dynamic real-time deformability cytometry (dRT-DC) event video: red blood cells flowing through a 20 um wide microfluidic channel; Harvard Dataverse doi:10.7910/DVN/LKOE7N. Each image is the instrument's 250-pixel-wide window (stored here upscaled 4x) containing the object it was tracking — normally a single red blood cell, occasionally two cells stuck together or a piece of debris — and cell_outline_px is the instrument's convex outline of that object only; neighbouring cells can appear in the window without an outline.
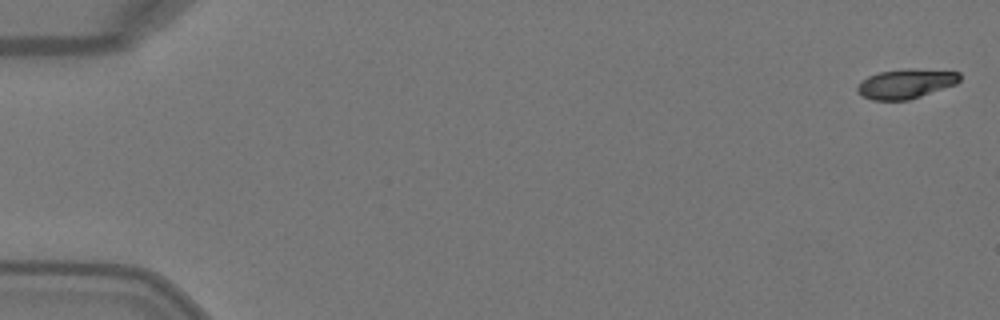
{"species": "Egyptian fruit bat (a non-hibernating species)", "species_latin": "Rousettus aegyptiacus", "temperature_condition": "warm", "stored_images_in_passage": 5, "camera_frame_rate_fps": 3000, "um_per_image_px": 0.085, "animal": {"sex": "female"}, "frame": {"image": 1, "passage_image": 1, "time_ms": 0.0, "image_size_px": [1000, 320], "cell_outline_px": [[960, 80], [956, 84], [908, 100], [872, 100], [864, 96], [856, 88], [860, 80], [868, 76], [880, 72], [908, 68], [960, 72]], "centroid_in_image_um": [76.99, 7.11], "position_along_channel_um": 8.0, "area_um2": 17.46}}
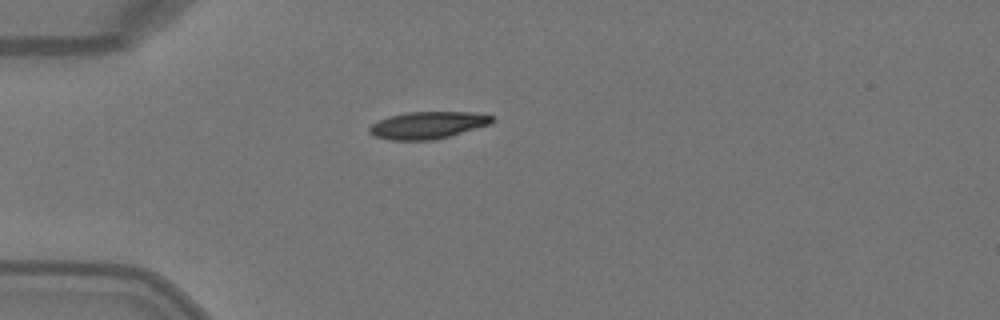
{"frame": {"image": 2, "passage_image": 4, "time_ms": 1.0, "image_size_px": [1000, 320], "cell_outline_px": [[496, 120], [492, 124], [448, 136], [432, 140], [392, 140], [376, 136], [368, 132], [368, 128], [372, 124], [388, 116], [404, 112], [484, 112], [496, 116]], "centroid_in_image_um": [36.44, 10.61], "position_along_channel_um": 48.6, "area_um2": 19.65}}